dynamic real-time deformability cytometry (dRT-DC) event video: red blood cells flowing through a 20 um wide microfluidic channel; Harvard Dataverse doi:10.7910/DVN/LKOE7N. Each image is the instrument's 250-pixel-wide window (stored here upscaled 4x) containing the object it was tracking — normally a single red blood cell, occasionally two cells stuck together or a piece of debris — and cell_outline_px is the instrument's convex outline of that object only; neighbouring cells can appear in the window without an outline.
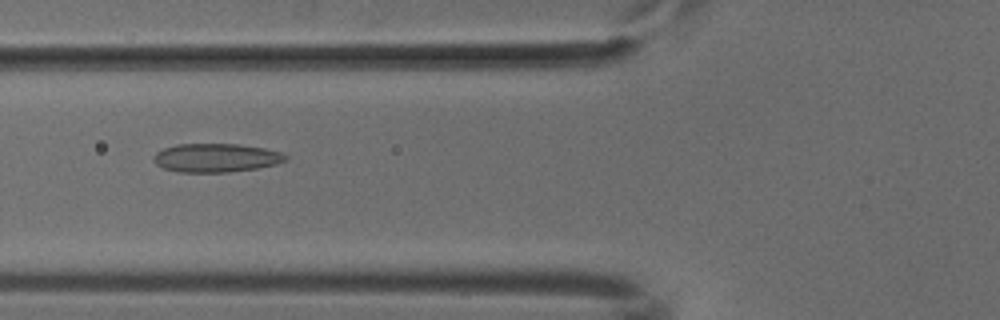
{"species": "common noctule bat (a hibernating species)", "species_latin": "Nyctalus noctula", "temperature_condition": "cold", "stored_images_in_passage": 52, "camera_frame_rate_fps": 3000, "um_per_image_px": 0.085, "animal": {"sex": "male", "body_mass_g": 18.8}, "frame": {"image": 1, "passage_image": 20, "time_ms": 6.333, "image_size_px": [1000, 320], "cell_outline_px": [[288, 160], [276, 164], [256, 168], [228, 172], [180, 172], [164, 168], [156, 164], [152, 160], [152, 156], [156, 152], [164, 148], [176, 144], [240, 144], [264, 148], [280, 152], [288, 156]], "centroid_in_image_um": [18.35, 13.41], "position_along_channel_um": 107.5, "area_um2": 22.08}}
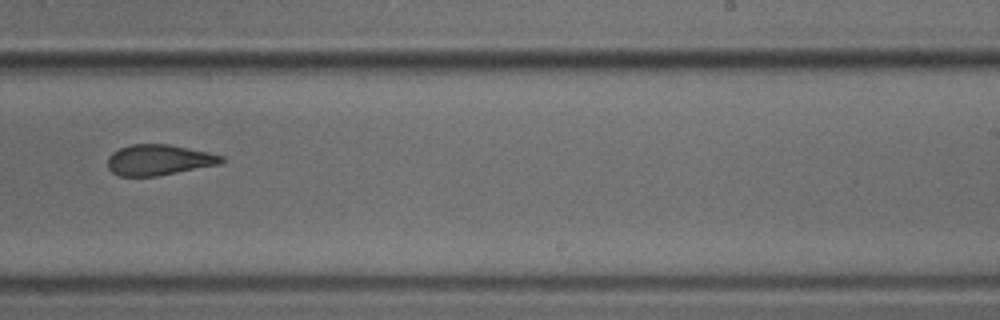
{"frame": {"image": 2, "passage_image": 33, "time_ms": 10.667, "image_size_px": [1000, 320], "cell_outline_px": [[224, 160], [220, 164], [156, 176], [120, 176], [112, 172], [108, 168], [108, 156], [112, 152], [120, 148], [132, 144], [168, 144], [208, 152], [224, 156]], "centroid_in_image_um": [13.49, 13.59], "position_along_channel_um": 275.5, "area_um2": 20.23}}
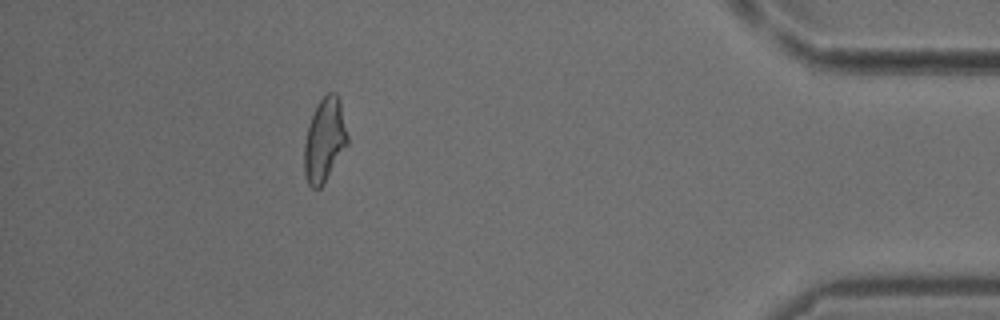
{"frame": {"image": 3, "passage_image": 47, "time_ms": 15.333, "image_size_px": [1000, 320], "cell_outline_px": [[348, 144], [320, 188], [312, 188], [308, 184], [304, 172], [304, 144], [308, 124], [320, 100], [328, 92], [336, 92], [340, 100], [348, 136]], "centroid_in_image_um": [27.58, 11.89], "position_along_channel_um": 407.6, "area_um2": 20.92}}